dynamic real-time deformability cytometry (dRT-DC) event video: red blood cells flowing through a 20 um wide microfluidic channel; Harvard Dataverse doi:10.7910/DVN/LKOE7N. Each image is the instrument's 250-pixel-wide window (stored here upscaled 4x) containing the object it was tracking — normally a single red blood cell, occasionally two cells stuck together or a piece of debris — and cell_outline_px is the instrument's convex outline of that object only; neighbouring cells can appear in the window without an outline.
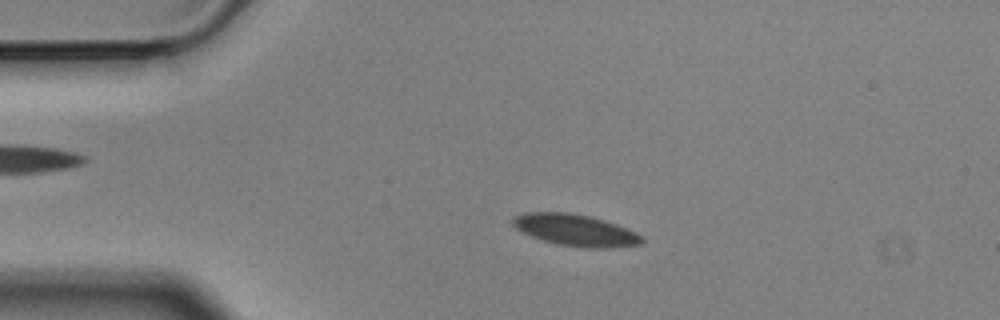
{"species": "Egyptian fruit bat (a non-hibernating species)", "species_latin": "Rousettus aegyptiacus", "temperature_condition": "cold", "stored_images_in_passage": 56, "camera_frame_rate_fps": 3000, "um_per_image_px": 0.085, "animal": {"sex": "male"}, "frame": {"image": 1, "passage_image": 11, "time_ms": 3.333, "image_size_px": [1000, 320], "cell_outline_px": [[644, 240], [640, 244], [612, 248], [588, 248], [556, 244], [532, 236], [516, 228], [512, 224], [512, 216], [524, 212], [568, 212], [588, 216], [604, 220], [616, 224], [636, 232]], "centroid_in_image_um": [48.89, 19.56], "position_along_channel_um": 36.1, "area_um2": 23.7}}
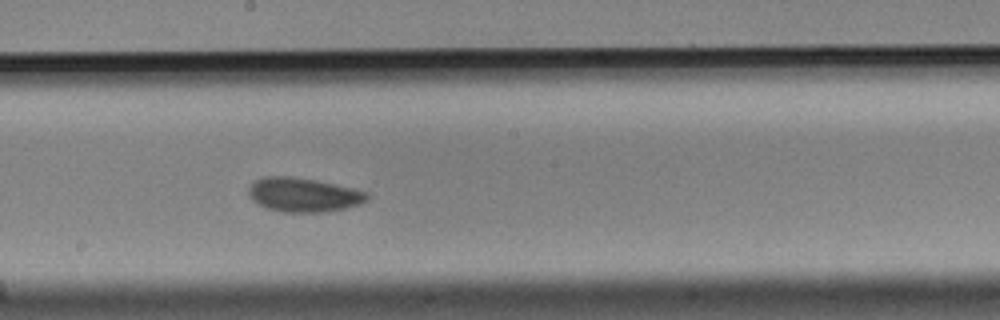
{"frame": {"image": 2, "passage_image": 30, "time_ms": 9.667, "image_size_px": [1000, 320], "cell_outline_px": [[368, 200], [360, 204], [328, 212], [284, 212], [268, 208], [256, 204], [248, 196], [248, 188], [256, 180], [264, 176], [288, 176], [316, 180], [352, 188], [368, 192]], "centroid_in_image_um": [25.78, 16.56], "position_along_channel_um": 222.4, "area_um2": 23.58}}
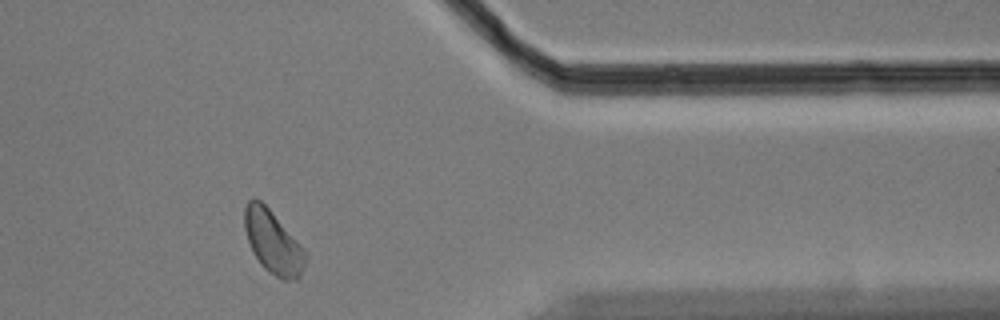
{"frame": {"image": 3, "passage_image": 46, "time_ms": 15.0, "image_size_px": [1000, 320], "cell_outline_px": [[308, 256], [304, 268], [300, 276], [296, 280], [284, 280], [268, 272], [260, 264], [252, 252], [244, 228], [244, 208], [248, 200], [252, 196], [260, 200], [268, 208], [308, 252]], "centroid_in_image_um": [23.21, 20.59], "position_along_channel_um": 388.2, "area_um2": 22.6}, "authors_computed_cell_mechanics": {"area_um2": 22.7443, "velocity_mm_per_s": 3.4663, "shape_relaxation_time_tau1_ms": 3.4325, "shape_relaxation_time_tau2_ms": 4.956, "deformation_change_tau1": 0.0701, "deformation_change_tau2": 0.0942}}